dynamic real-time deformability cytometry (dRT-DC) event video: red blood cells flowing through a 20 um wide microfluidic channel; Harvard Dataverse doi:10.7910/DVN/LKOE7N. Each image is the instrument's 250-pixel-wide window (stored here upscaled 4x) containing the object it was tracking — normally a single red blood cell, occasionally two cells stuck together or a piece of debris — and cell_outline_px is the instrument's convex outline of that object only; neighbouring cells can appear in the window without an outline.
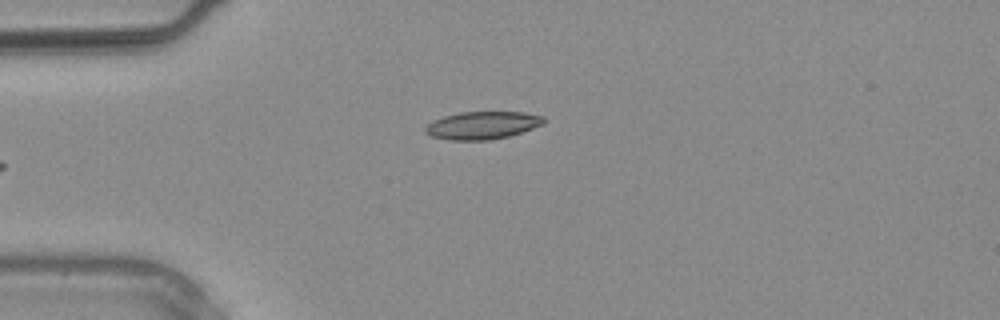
{"species": "common noctule bat (a hibernating species)", "species_latin": "Nyctalus noctula", "temperature_condition": "warm", "stored_images_in_passage": 2, "camera_frame_rate_fps": 3000, "um_per_image_px": 0.085, "animal": {"sex": "male", "body_mass_g": 20.4}, "frame": {"image": 1, "passage_image": 2, "time_ms": 0.333, "image_size_px": [1000, 320], "cell_outline_px": [[544, 124], [508, 136], [488, 140], [448, 140], [432, 136], [424, 132], [424, 128], [432, 120], [444, 116], [460, 112], [524, 112], [544, 116]], "centroid_in_image_um": [40.97, 10.65], "position_along_channel_um": 44.0, "area_um2": 19.07}}